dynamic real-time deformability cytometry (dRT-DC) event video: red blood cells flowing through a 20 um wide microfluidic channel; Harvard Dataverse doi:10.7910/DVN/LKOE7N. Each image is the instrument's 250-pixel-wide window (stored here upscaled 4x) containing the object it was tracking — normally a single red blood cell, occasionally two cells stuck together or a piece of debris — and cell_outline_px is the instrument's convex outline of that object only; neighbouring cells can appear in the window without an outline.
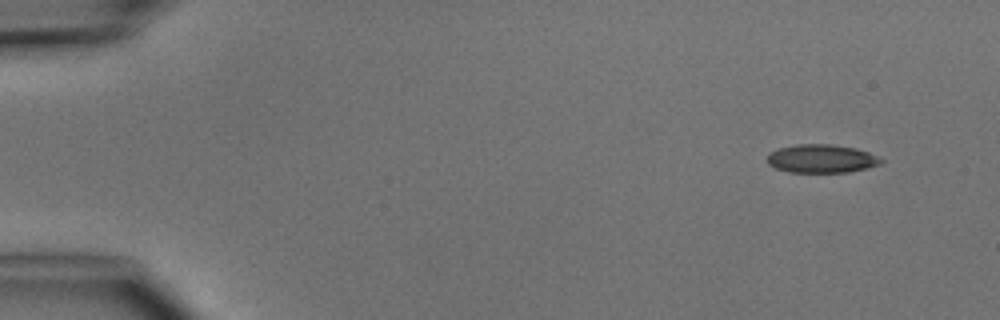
{"species": "common noctule bat (a hibernating species)", "species_latin": "Nyctalus noctula", "temperature_condition": "cold", "stored_images_in_passage": 4, "camera_frame_rate_fps": 3000, "um_per_image_px": 0.085, "animal": {"sex": "male", "body_mass_g": 15.6}, "frame": {"image": 1, "passage_image": 1, "time_ms": 0.0, "image_size_px": [1000, 320], "cell_outline_px": [[884, 160], [880, 164], [868, 168], [848, 172], [788, 172], [776, 168], [768, 164], [768, 152], [780, 148], [796, 144], [832, 144], [856, 148], [868, 152]], "centroid_in_image_um": [69.82, 13.48], "position_along_channel_um": 15.2, "area_um2": 18.84}}
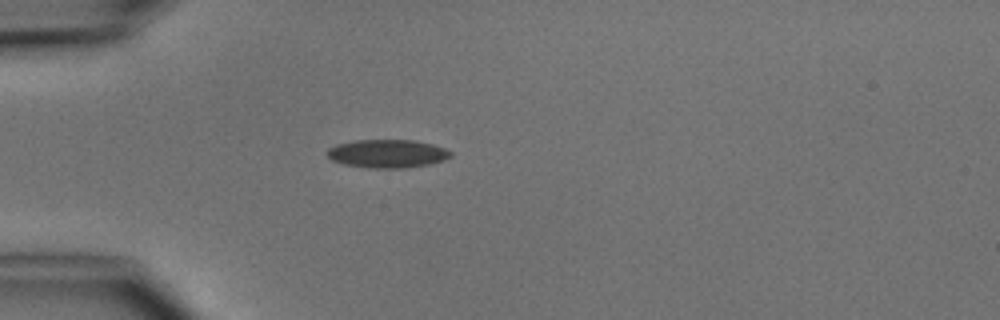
{"frame": {"image": 2, "passage_image": 4, "time_ms": 3.333, "image_size_px": [1000, 320], "cell_outline_px": [[452, 156], [444, 160], [428, 164], [404, 168], [372, 168], [344, 164], [332, 160], [324, 152], [328, 148], [336, 144], [352, 140], [416, 140], [432, 144], [444, 148], [452, 152]], "centroid_in_image_um": [32.9, 13.05], "position_along_channel_um": 52.1, "area_um2": 20.46}}